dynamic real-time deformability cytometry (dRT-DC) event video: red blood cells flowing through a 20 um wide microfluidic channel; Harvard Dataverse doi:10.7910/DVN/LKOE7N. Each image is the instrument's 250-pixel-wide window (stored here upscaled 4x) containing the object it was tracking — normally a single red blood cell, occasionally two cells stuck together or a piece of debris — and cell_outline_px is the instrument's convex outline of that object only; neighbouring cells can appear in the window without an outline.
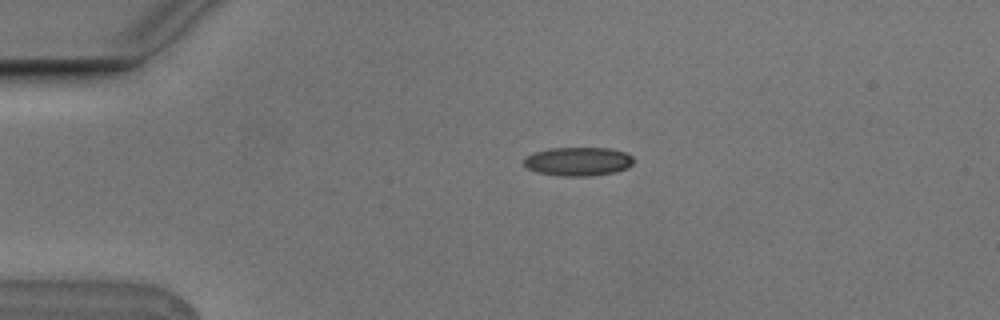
{"species": "Egyptian fruit bat (a non-hibernating species)", "species_latin": "Rousettus aegyptiacus", "temperature_condition": "cold", "stored_images_in_passage": 2, "camera_frame_rate_fps": 3000, "um_per_image_px": 0.085, "animal": {"sex": "male"}, "frame": {"image": 1, "passage_image": 1, "time_ms": 0.0, "image_size_px": [1000, 320], "cell_outline_px": [[632, 164], [628, 168], [616, 172], [588, 176], [560, 176], [536, 172], [528, 168], [524, 164], [524, 160], [528, 156], [536, 152], [552, 148], [608, 148], [624, 152], [632, 156]], "centroid_in_image_um": [49.16, 13.73], "position_along_channel_um": 35.8, "area_um2": 18.21}}
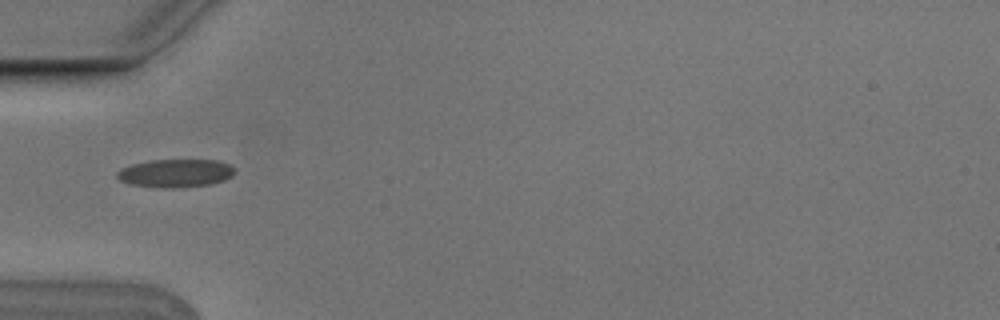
{"frame": {"image": 2, "passage_image": 2, "time_ms": 0.333, "image_size_px": [1000, 320], "cell_outline_px": [[236, 168], [232, 176], [224, 180], [212, 184], [180, 188], [168, 188], [132, 184], [120, 180], [116, 176], [116, 172], [120, 168], [132, 164], [152, 160], [216, 160], [228, 164]], "centroid_in_image_um": [14.94, 14.72], "position_along_channel_um": 70.1, "area_um2": 19.31}}